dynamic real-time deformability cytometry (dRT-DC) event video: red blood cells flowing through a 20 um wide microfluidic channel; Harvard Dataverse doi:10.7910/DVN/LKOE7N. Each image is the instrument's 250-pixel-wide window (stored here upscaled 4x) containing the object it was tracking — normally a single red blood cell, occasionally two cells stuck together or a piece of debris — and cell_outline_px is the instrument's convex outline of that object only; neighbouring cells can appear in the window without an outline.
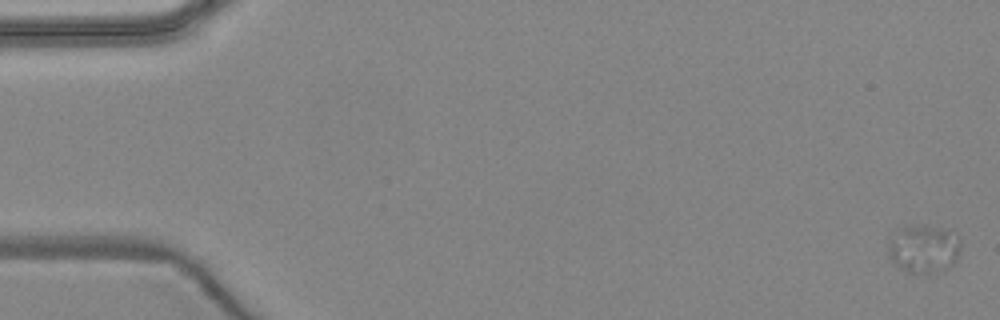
{"species": "common noctule bat (a hibernating species)", "species_latin": "Nyctalus noctula", "temperature_condition": "warm", "stored_images_in_passage": 6, "camera_frame_rate_fps": 3000, "um_per_image_px": 0.085, "animal": {"sex": "female", "body_mass_g": 24.6, "forearm_length_mm": 56.2}, "frame": {"image": 1, "passage_image": 1, "time_ms": 0.0, "image_size_px": [1000, 320], "cell_outline_px": [[960, 252], [956, 260], [948, 268], [940, 272], [920, 276], [904, 272], [892, 260], [888, 252], [888, 240], [904, 224], [924, 224], [944, 228], [960, 240]], "centroid_in_image_um": [78.49, 21.17], "position_along_channel_um": 6.5, "area_um2": 21.1}}
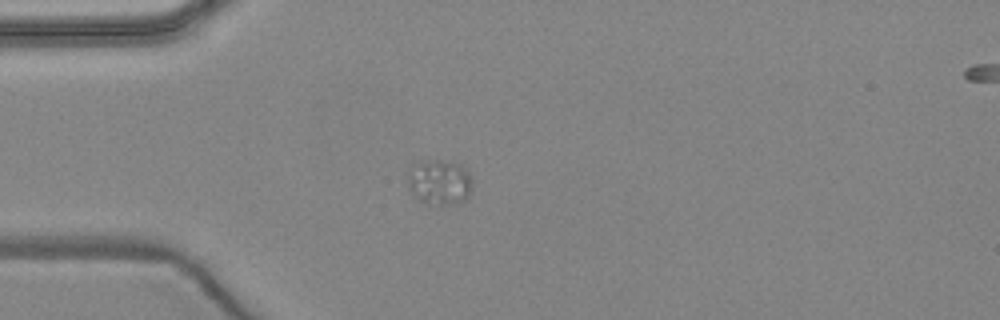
{"frame": {"image": 2, "passage_image": 5, "time_ms": 4.667, "image_size_px": [1000, 320], "cell_outline_px": [[472, 188], [468, 196], [464, 200], [452, 204], [440, 204], [420, 200], [408, 188], [408, 168], [420, 160], [444, 160], [460, 164], [468, 168]], "centroid_in_image_um": [37.36, 15.43], "position_along_channel_um": 47.6, "area_um2": 17.05}}